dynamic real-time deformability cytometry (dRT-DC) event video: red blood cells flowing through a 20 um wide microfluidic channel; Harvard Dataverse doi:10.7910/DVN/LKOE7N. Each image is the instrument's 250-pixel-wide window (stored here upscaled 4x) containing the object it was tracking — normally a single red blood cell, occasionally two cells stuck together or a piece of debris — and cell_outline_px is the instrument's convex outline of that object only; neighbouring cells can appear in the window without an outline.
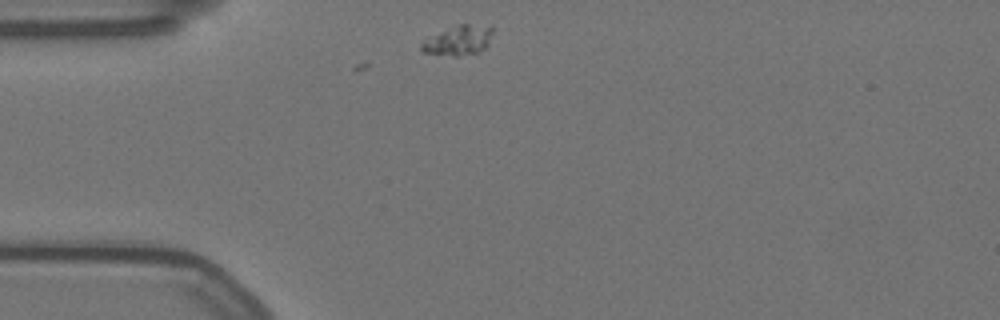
{"species": "Egyptian fruit bat (a non-hibernating species)", "species_latin": "Rousettus aegyptiacus", "temperature_condition": "warm", "stored_images_in_passage": 8, "camera_frame_rate_fps": 3000, "um_per_image_px": 0.085, "animal": {"sex": "female"}, "frame": {"image": 1, "passage_image": 1, "time_ms": 0.0, "image_size_px": [1000, 320], "cell_outline_px": [[492, 32], [488, 44], [484, 48], [476, 52], [456, 56], [452, 56], [424, 52], [420, 48], [420, 44], [424, 36], [456, 24], [492, 24]], "centroid_in_image_um": [38.9, 3.38], "position_along_channel_um": 46.1, "area_um2": 12.77}}
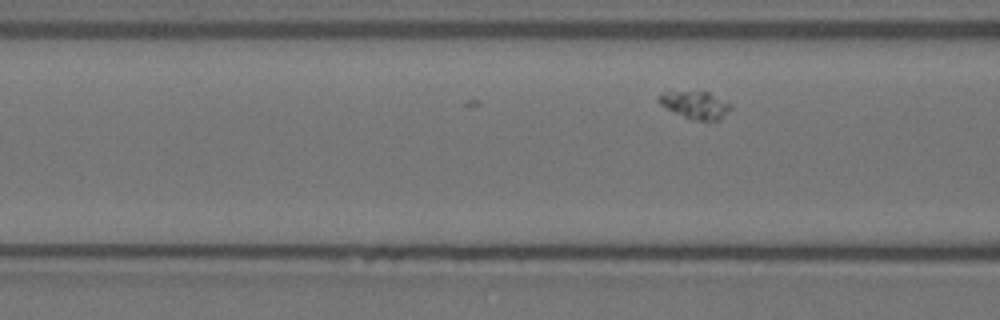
{"frame": {"image": 2, "passage_image": 8, "time_ms": 2.333, "image_size_px": [1000, 320], "cell_outline_px": [[732, 108], [720, 120], [692, 120], [660, 104], [656, 100], [656, 96], [664, 92], [708, 92], [732, 104]], "centroid_in_image_um": [59.12, 8.92], "position_along_channel_um": 107.5, "area_um2": 11.33}}